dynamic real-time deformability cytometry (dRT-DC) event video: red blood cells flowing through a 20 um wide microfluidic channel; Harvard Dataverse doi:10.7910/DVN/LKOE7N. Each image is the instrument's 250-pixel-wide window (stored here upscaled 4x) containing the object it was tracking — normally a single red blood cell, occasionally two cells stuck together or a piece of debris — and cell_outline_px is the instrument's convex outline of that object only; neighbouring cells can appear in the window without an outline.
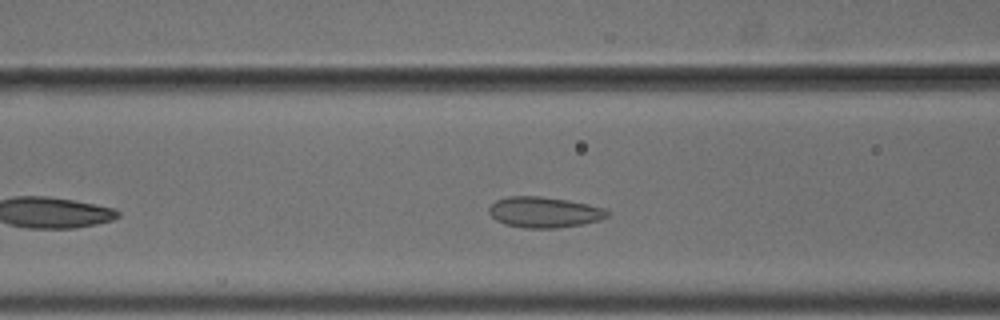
{"species": "common noctule bat (a hibernating species)", "species_latin": "Nyctalus noctula", "temperature_condition": "cold", "stored_images_in_passage": 42, "camera_frame_rate_fps": 3000, "um_per_image_px": 0.085, "animal": {"sex": "male", "body_mass_g": 18.8}, "frame": {"image": 1, "passage_image": 10, "time_ms": 3.0, "image_size_px": [1000, 320], "cell_outline_px": [[612, 212], [608, 216], [600, 220], [580, 224], [556, 228], [524, 228], [508, 224], [496, 220], [488, 212], [488, 208], [496, 200], [508, 196], [540, 196], [568, 200], [588, 204], [604, 208]], "centroid_in_image_um": [46.27, 18.03], "position_along_channel_um": 120.3, "area_um2": 21.15}}
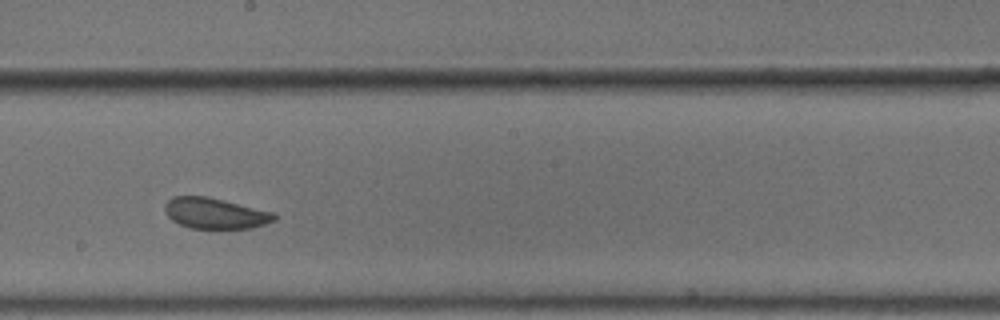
{"frame": {"image": 2, "passage_image": 19, "time_ms": 6.0, "image_size_px": [1000, 320], "cell_outline_px": [[276, 220], [252, 228], [188, 228], [172, 220], [164, 212], [164, 204], [172, 196], [208, 196], [276, 212]], "centroid_in_image_um": [18.29, 18.12], "position_along_channel_um": 229.9, "area_um2": 19.88}}
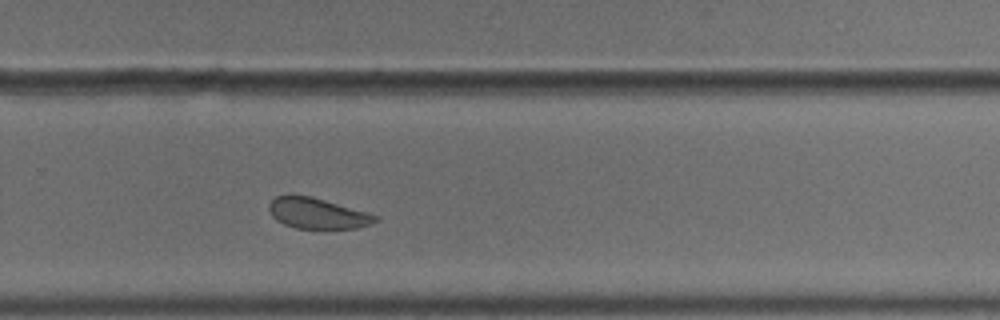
{"frame": {"image": 3, "passage_image": 25, "time_ms": 8.0, "image_size_px": [1000, 320], "cell_outline_px": [[380, 220], [372, 224], [356, 228], [296, 228], [284, 224], [276, 220], [272, 216], [268, 208], [268, 204], [276, 196], [312, 196], [368, 212], [380, 216]], "centroid_in_image_um": [27.03, 18.14], "position_along_channel_um": 302.8, "area_um2": 19.02}, "authors_computed_cell_mechanics": {"area_um2": 21.0681, "velocity_mm_per_s": 3.6589, "shape_relaxation_time_tau1_ms": null, "shape_relaxation_time_tau2_ms": 1.8426, "deformation_change_tau1": null, "deformation_change_tau2": 0.0589}}